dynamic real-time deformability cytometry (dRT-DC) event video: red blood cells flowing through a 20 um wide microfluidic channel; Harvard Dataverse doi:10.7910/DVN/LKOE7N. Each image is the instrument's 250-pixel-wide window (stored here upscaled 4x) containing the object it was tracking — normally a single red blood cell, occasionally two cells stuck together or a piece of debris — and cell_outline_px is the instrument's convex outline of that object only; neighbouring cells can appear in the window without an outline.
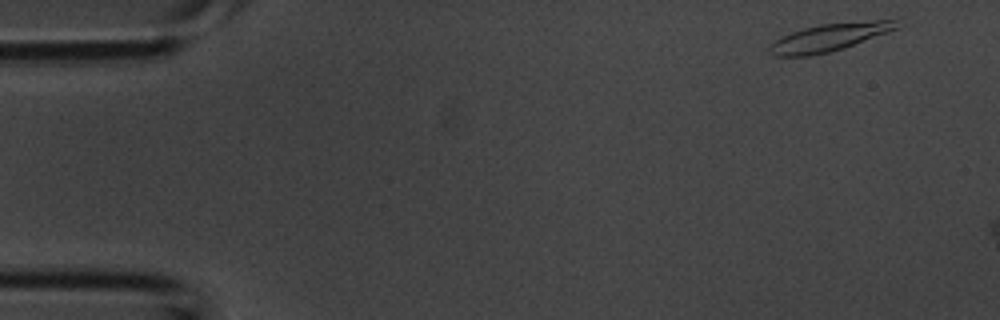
{"species": "common noctule bat (a hibernating species)", "species_latin": "Nyctalus noctula", "temperature_condition": "room temperature", "stored_images_in_passage": 9, "camera_frame_rate_fps": 3000, "um_per_image_px": 0.085, "animal": {"sex": "male", "body_mass_g": 20.1, "forearm_length_mm": 53.5}, "frame": {"image": 1, "passage_image": 1, "time_ms": 0.0, "image_size_px": [1000, 320], "cell_outline_px": [[904, 24], [900, 28], [844, 48], [812, 56], [776, 56], [768, 52], [768, 48], [776, 40], [792, 32], [804, 28], [820, 24], [900, 16], [904, 16]], "centroid_in_image_um": [70.78, 3.1], "position_along_channel_um": 14.2, "area_um2": 21.5}}